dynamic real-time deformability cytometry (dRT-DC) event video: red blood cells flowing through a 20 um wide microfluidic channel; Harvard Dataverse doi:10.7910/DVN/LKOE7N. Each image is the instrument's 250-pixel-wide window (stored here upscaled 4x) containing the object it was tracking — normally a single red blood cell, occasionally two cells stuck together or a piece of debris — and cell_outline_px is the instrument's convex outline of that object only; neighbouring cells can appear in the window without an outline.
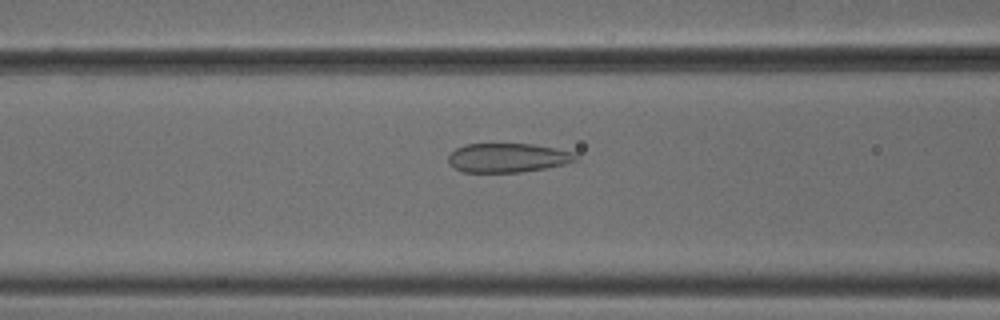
{"species": "common noctule bat (a hibernating species)", "species_latin": "Nyctalus noctula", "temperature_condition": "cold", "stored_images_in_passage": 53, "camera_frame_rate_fps": 3000, "um_per_image_px": 0.085, "animal": {"sex": "male", "body_mass_g": 18.8}, "frame": {"image": 1, "passage_image": 22, "time_ms": 7.0, "image_size_px": [1000, 320], "cell_outline_px": [[580, 160], [564, 164], [544, 168], [520, 172], [464, 172], [448, 164], [448, 156], [456, 148], [464, 144], [532, 144], [556, 148], [576, 152], [580, 156]], "centroid_in_image_um": [43.21, 13.4], "position_along_channel_um": 123.4, "area_um2": 21.79}}
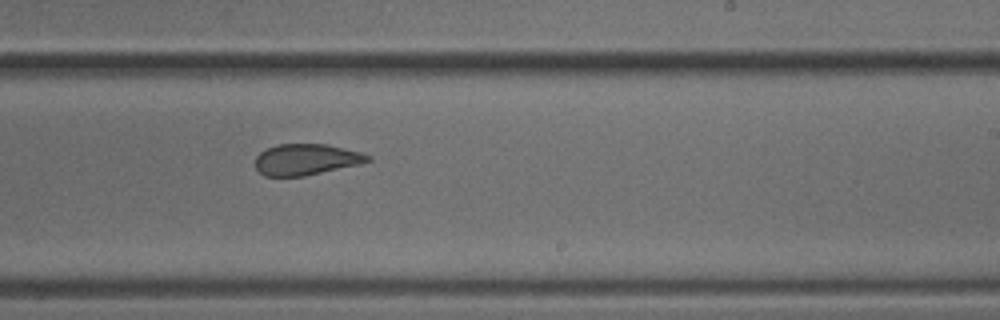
{"frame": {"image": 2, "passage_image": 33, "time_ms": 10.667, "image_size_px": [1000, 320], "cell_outline_px": [[372, 160], [360, 164], [304, 176], [264, 176], [256, 168], [256, 156], [260, 152], [276, 144], [328, 144], [360, 152], [372, 156]], "centroid_in_image_um": [26.04, 13.55], "position_along_channel_um": 263.0, "area_um2": 20.4}}
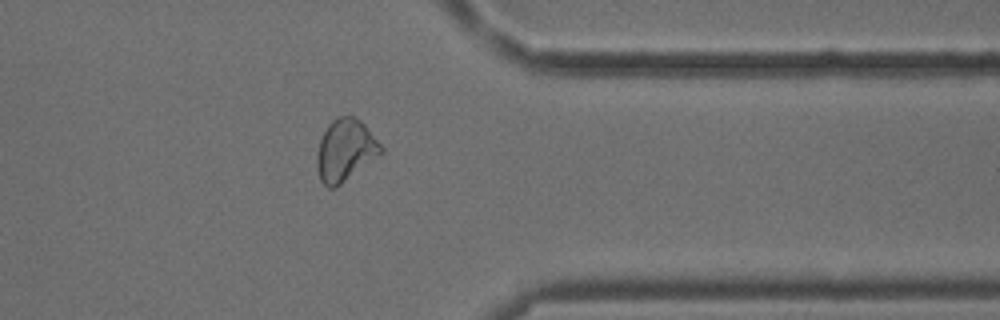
{"frame": {"image": 3, "passage_image": 43, "time_ms": 14.0, "image_size_px": [1000, 320], "cell_outline_px": [[384, 152], [336, 188], [328, 188], [320, 180], [316, 164], [316, 152], [320, 140], [328, 124], [332, 120], [340, 116], [356, 116], [368, 128], [384, 148]], "centroid_in_image_um": [29.35, 12.78], "position_along_channel_um": 382.1, "area_um2": 23.29}, "authors_computed_cell_mechanics": {"area_um2": 23.698, "velocity_mm_per_s": 3.8086, "shape_relaxation_time_tau1_ms": null, "shape_relaxation_time_tau2_ms": 1.1547, "deformation_change_tau1": null, "deformation_change_tau2": 0.0729}}